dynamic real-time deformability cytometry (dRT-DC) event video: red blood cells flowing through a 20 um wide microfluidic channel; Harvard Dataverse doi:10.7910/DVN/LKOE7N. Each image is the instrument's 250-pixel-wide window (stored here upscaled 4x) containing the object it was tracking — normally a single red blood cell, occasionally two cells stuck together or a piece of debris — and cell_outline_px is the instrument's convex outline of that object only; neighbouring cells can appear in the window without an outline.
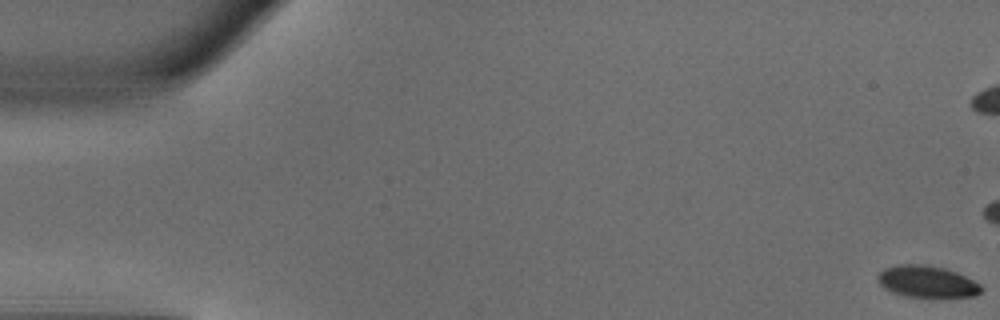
{"species": "common noctule bat (a hibernating species)", "species_latin": "Nyctalus noctula", "temperature_condition": "warm", "stored_images_in_passage": 19, "camera_frame_rate_fps": 3000, "um_per_image_px": 0.085, "animal": {"sex": "male", "body_mass_g": 18.8}, "frame": {"image": 1, "passage_image": 1, "time_ms": 0.0, "image_size_px": [1000, 320], "cell_outline_px": [[984, 288], [976, 296], [908, 296], [892, 292], [884, 288], [880, 284], [876, 276], [884, 268], [896, 264], [924, 264], [944, 268], [956, 272], [980, 284]], "centroid_in_image_um": [78.77, 23.91], "position_along_channel_um": 6.2, "area_um2": 18.9}}